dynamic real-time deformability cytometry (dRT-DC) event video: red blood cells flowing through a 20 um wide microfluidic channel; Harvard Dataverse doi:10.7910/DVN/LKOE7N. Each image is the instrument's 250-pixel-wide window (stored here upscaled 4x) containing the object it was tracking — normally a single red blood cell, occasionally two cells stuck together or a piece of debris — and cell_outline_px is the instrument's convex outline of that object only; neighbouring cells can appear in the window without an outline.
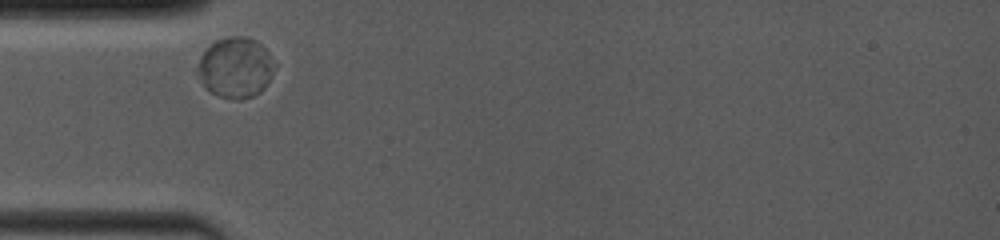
{"species": "common noctule bat (a hibernating species)", "species_latin": "Nyctalus noctula", "temperature_condition": "room temperature", "stored_images_in_passage": 30, "camera_frame_rate_fps": 4000, "um_per_image_px": 0.085, "animal": {"sex": "female", "body_mass_g": 19.0, "forearm_length_mm": 53.3}, "frame": {"image": 1, "passage_image": 1, "time_ms": 0.0, "image_size_px": [1000, 240], "cell_outline_px": [[276, 64], [264, 88], [260, 92], [252, 96], [240, 100], [232, 100], [208, 92], [204, 88], [196, 72], [196, 64], [200, 56], [216, 40], [228, 36], [248, 36], [256, 40], [268, 52]], "centroid_in_image_um": [19.98, 5.75], "position_along_channel_um": 65.0, "area_um2": 27.46}}
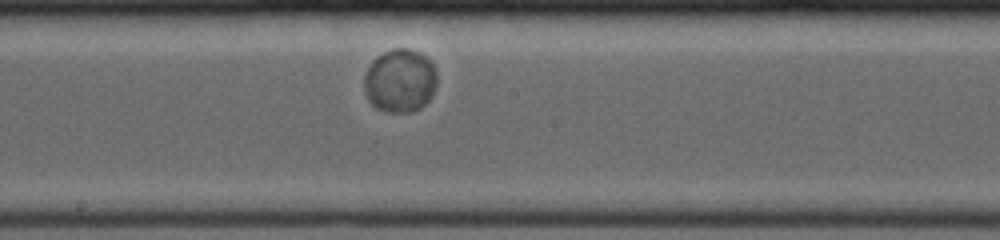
{"frame": {"image": 2, "passage_image": 11, "time_ms": 4.0, "image_size_px": [1000, 240], "cell_outline_px": [[436, 84], [432, 96], [420, 108], [412, 112], [384, 112], [376, 108], [368, 100], [364, 88], [364, 76], [372, 60], [376, 56], [392, 48], [408, 48], [420, 52], [432, 60], [436, 72]], "centroid_in_image_um": [34.0, 6.85], "position_along_channel_um": 214.2, "area_um2": 27.28}}
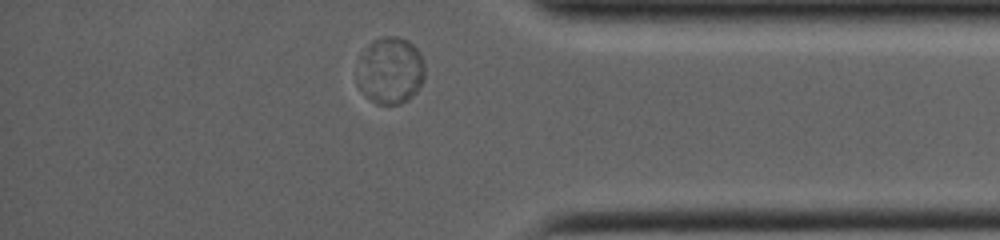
{"frame": {"image": 3, "passage_image": 27, "time_ms": 9.0, "image_size_px": [1000, 240], "cell_outline_px": [[424, 80], [416, 92], [408, 100], [400, 104], [376, 104], [356, 84], [356, 80], [360, 56], [368, 44], [372, 40], [384, 36], [396, 36], [408, 40], [420, 52], [424, 64]], "centroid_in_image_um": [33.18, 5.98], "position_along_channel_um": 402.0, "area_um2": 26.59}}